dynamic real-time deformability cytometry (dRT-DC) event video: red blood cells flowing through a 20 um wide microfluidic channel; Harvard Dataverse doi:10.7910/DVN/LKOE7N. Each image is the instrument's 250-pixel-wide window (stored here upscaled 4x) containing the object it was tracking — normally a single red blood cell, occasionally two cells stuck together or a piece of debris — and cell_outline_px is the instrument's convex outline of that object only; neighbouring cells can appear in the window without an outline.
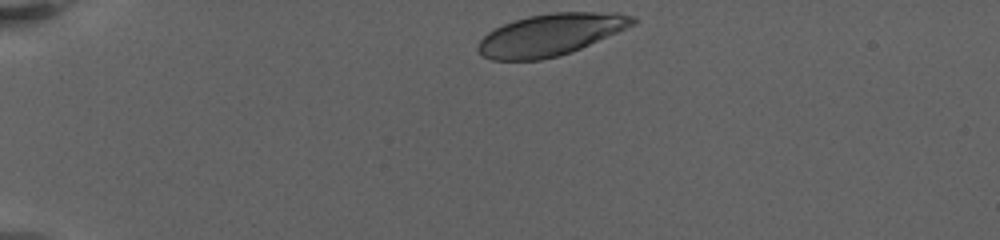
{"species": "human", "species_latin": "Homo sapiens", "temperature_condition": "warm", "stored_images_in_passage": 39, "camera_frame_rate_fps": 3000, "um_per_image_px": 0.085, "donor": {"sex": "female"}, "frame": {"image": 1, "passage_image": 1, "time_ms": 0.0, "image_size_px": [1000, 240], "cell_outline_px": [[636, 24], [580, 48], [560, 56], [540, 60], [492, 60], [484, 56], [476, 48], [480, 40], [488, 32], [504, 24], [528, 16], [552, 12], [616, 12], [632, 16], [636, 20]], "centroid_in_image_um": [46.8, 2.94], "position_along_channel_um": 38.2, "area_um2": 37.45}}
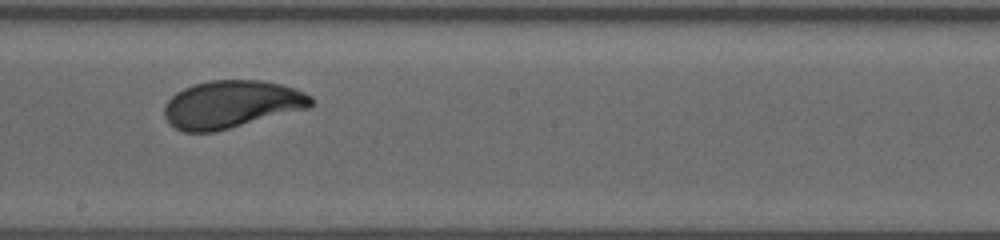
{"frame": {"image": 2, "passage_image": 21, "time_ms": 8.0, "image_size_px": [1000, 240], "cell_outline_px": [[312, 104], [308, 108], [212, 132], [184, 132], [168, 124], [164, 116], [164, 108], [168, 100], [176, 92], [184, 88], [196, 84], [212, 80], [260, 80], [280, 84], [304, 92], [312, 96]], "centroid_in_image_um": [19.64, 8.86], "position_along_channel_um": 228.6, "area_um2": 40.29}}
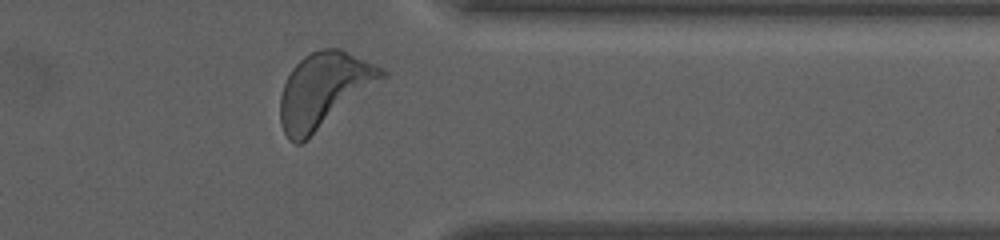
{"frame": {"image": 3, "passage_image": 36, "time_ms": 13.0, "image_size_px": [1000, 240], "cell_outline_px": [[388, 76], [300, 144], [296, 144], [288, 140], [280, 124], [280, 96], [284, 84], [292, 68], [304, 56], [320, 48], [340, 48], [388, 72]], "centroid_in_image_um": [27.5, 7.66], "position_along_channel_um": 383.9, "area_um2": 43.81}, "authors_computed_cell_mechanics": {"area_um2": 40.2866, "velocity_mm_per_s": 3.1913, "shape_relaxation_time_tau1_ms": 2.0112, "shape_relaxation_time_tau2_ms": null, "deformation_change_tau1": 0.1155, "deformation_change_tau2": null}}